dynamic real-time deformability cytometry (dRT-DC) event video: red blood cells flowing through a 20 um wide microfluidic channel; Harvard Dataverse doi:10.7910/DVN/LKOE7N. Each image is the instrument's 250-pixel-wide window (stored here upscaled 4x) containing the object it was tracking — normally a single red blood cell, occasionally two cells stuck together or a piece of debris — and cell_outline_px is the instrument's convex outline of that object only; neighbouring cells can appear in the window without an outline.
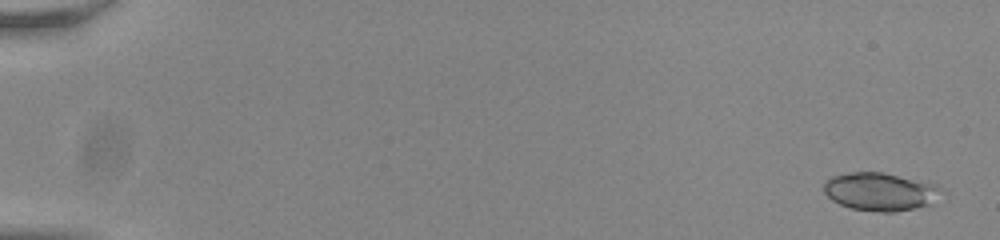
{"species": "common noctule bat (a hibernating species)", "species_latin": "Nyctalus noctula", "temperature_condition": "room temperature", "stored_images_in_passage": 55, "camera_frame_rate_fps": 3000, "um_per_image_px": 0.085, "animal": {"sex": "male", "body_mass_g": 20.0, "forearm_length_mm": 53.3}, "frame": {"image": 1, "passage_image": 2, "time_ms": 0.333, "image_size_px": [1000, 240], "cell_outline_px": [[936, 188], [928, 204], [912, 208], [892, 212], [880, 212], [852, 208], [840, 204], [832, 200], [824, 192], [824, 184], [832, 176], [852, 172], [884, 172], [936, 184]], "centroid_in_image_um": [74.68, 16.27], "position_along_channel_um": 10.3, "area_um2": 25.03}}
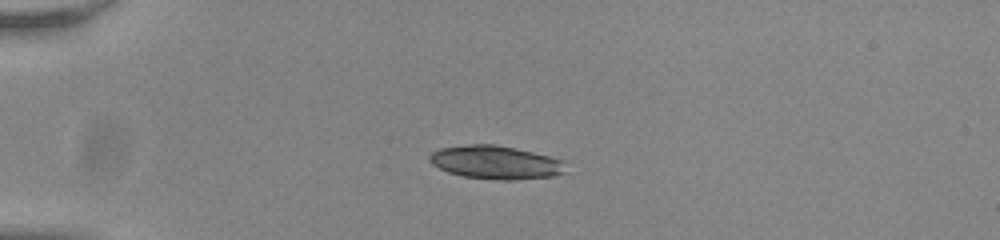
{"frame": {"image": 2, "passage_image": 15, "time_ms": 4.667, "image_size_px": [1000, 240], "cell_outline_px": [[568, 172], [552, 176], [516, 180], [500, 180], [464, 176], [448, 172], [432, 164], [428, 160], [428, 156], [432, 152], [440, 148], [472, 144], [496, 144], [532, 152], [564, 160]], "centroid_in_image_um": [42.16, 13.8], "position_along_channel_um": 42.8, "area_um2": 26.53}}